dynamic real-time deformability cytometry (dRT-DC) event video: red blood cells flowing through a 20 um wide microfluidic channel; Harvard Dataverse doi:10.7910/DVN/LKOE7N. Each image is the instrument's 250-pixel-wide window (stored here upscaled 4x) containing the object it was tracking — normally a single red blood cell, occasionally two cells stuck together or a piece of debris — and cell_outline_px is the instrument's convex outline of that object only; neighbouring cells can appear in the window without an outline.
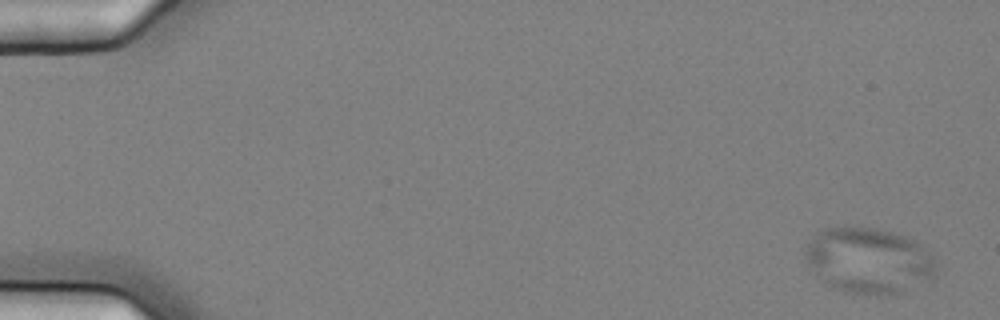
{"species": "common noctule bat (a hibernating species)", "species_latin": "Nyctalus noctula", "temperature_condition": "cold", "stored_images_in_passage": 5, "camera_frame_rate_fps": 3000, "um_per_image_px": 0.085, "animal": {"sex": "female", "body_mass_g": 25.1}, "frame": {"image": 1, "passage_image": 1, "time_ms": 0.0, "image_size_px": [1000, 320], "cell_outline_px": [[936, 276], [900, 292], [888, 296], [844, 292], [828, 284], [816, 276], [808, 264], [804, 256], [804, 252], [812, 236], [816, 232], [824, 228], [876, 228], [892, 232], [916, 240], [932, 256], [936, 264]], "centroid_in_image_um": [73.83, 22.15], "position_along_channel_um": 11.2, "area_um2": 50.0}}